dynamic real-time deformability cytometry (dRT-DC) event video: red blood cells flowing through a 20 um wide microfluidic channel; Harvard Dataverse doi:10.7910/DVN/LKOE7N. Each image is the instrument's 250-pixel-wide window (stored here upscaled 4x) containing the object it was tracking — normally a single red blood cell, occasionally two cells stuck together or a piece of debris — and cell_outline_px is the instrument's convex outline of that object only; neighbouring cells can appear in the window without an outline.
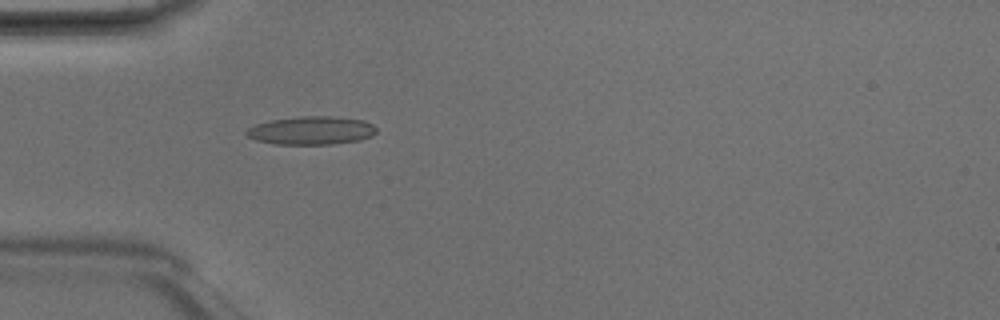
{"species": "Egyptian fruit bat (a non-hibernating species)", "species_latin": "Rousettus aegyptiacus", "temperature_condition": "room temperature", "stored_images_in_passage": 4, "camera_frame_rate_fps": 3000, "um_per_image_px": 0.085, "animal": {"sex": "male"}, "frame": {"image": 1, "passage_image": 4, "time_ms": 1.0, "image_size_px": [1000, 320], "cell_outline_px": [[376, 132], [372, 136], [360, 140], [332, 144], [276, 144], [256, 140], [248, 136], [244, 132], [248, 128], [256, 124], [272, 120], [300, 116], [332, 116], [364, 120], [372, 124], [376, 128]], "centroid_in_image_um": [26.48, 11.09], "position_along_channel_um": 58.5, "area_um2": 21.39}}